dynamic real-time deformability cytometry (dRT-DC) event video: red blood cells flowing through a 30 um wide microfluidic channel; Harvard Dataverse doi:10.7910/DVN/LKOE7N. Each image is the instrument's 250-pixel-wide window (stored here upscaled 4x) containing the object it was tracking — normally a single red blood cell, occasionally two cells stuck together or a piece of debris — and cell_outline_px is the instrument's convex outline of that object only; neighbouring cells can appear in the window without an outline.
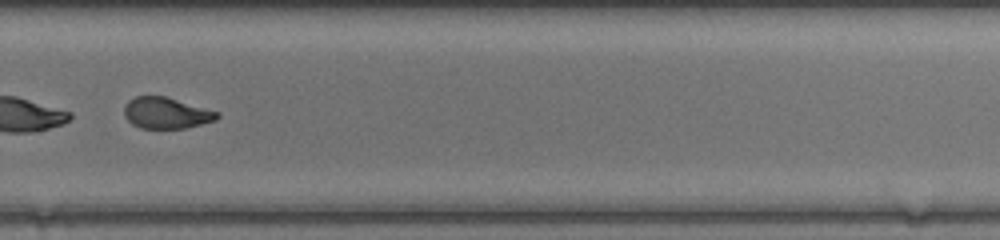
{"species": "common noctule bat (a hibernating species)", "species_latin": "Nyctalus noctula", "temperature_condition": "room temperature", "stored_images_in_passage": 48, "segment_of_instrument_passage": [2, 2], "camera_frame_rate_fps": 3000, "um_per_image_px": 0.085, "animal": {"sex": "female", "body_mass_g": 20.0, "forearm_length_mm": 54.0}, "frame": {"image": 1, "passage_image": 34, "time_ms": 11.0, "image_size_px": [1000, 240], "cell_outline_px": [[220, 116], [216, 120], [188, 128], [140, 128], [132, 124], [124, 116], [124, 104], [128, 100], [136, 96], [164, 96], [220, 112]], "centroid_in_image_um": [14.13, 9.61], "position_along_channel_um": 315.7, "area_um2": 16.99}}